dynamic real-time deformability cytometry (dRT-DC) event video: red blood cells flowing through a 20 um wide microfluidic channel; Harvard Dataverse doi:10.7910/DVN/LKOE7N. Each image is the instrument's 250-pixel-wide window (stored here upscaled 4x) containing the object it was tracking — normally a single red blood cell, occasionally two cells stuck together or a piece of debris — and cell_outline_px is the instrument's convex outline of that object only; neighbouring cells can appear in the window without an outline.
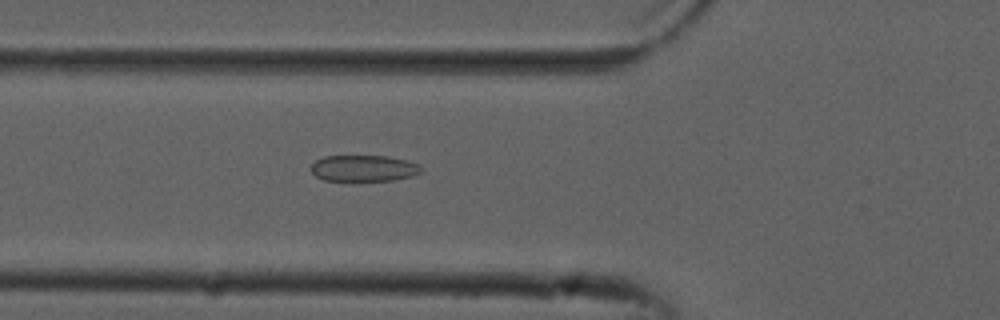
{"species": "common noctule bat (a hibernating species)", "species_latin": "Nyctalus noctula", "temperature_condition": "cold", "stored_images_in_passage": 53, "camera_frame_rate_fps": 3000, "um_per_image_px": 0.085, "animal": {"sex": "male", "forearm_length_mm": 52.5}, "frame": {"image": 1, "passage_image": 19, "time_ms": 6.0, "image_size_px": [1000, 320], "cell_outline_px": [[424, 172], [412, 176], [392, 180], [324, 180], [316, 176], [312, 172], [312, 164], [316, 160], [324, 156], [388, 156], [420, 164], [424, 168]], "centroid_in_image_um": [30.97, 14.29], "position_along_channel_um": 94.8, "area_um2": 16.82}}
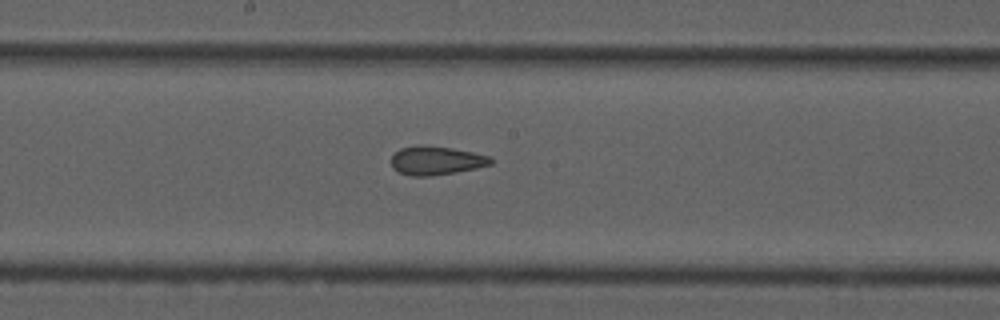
{"frame": {"image": 2, "passage_image": 28, "time_ms": 9.0, "image_size_px": [1000, 320], "cell_outline_px": [[496, 160], [492, 164], [476, 168], [456, 172], [432, 176], [412, 176], [396, 172], [392, 168], [392, 156], [400, 148], [416, 144], [424, 144], [452, 148], [472, 152], [488, 156]], "centroid_in_image_um": [37.06, 13.64], "position_along_channel_um": 211.1, "area_um2": 16.94}}
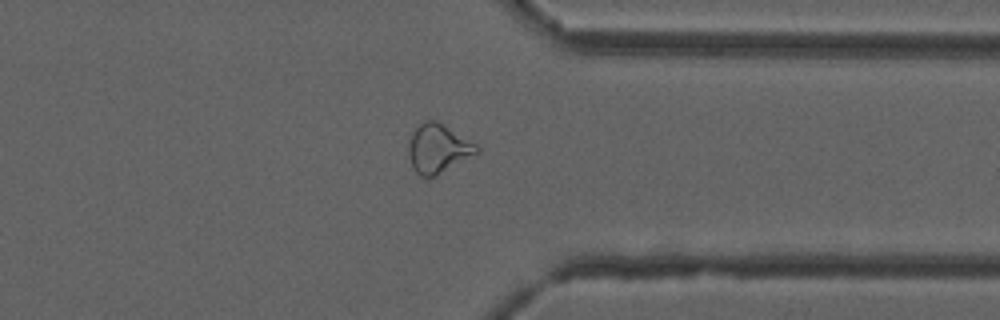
{"frame": {"image": 3, "passage_image": 41, "time_ms": 13.333, "image_size_px": [1000, 320], "cell_outline_px": [[480, 152], [436, 176], [428, 180], [420, 176], [412, 168], [408, 156], [408, 144], [412, 132], [424, 120], [436, 120], [476, 144], [480, 148]], "centroid_in_image_um": [37.21, 12.66], "position_along_channel_um": 374.2, "area_um2": 19.65}, "authors_computed_cell_mechanics": {"area_um2": 19.5364, "velocity_mm_per_s": 3.8474, "shape_relaxation_time_tau1_ms": null, "shape_relaxation_time_tau2_ms": 1.3507, "deformation_change_tau1": null, "deformation_change_tau2": 0.0723}}